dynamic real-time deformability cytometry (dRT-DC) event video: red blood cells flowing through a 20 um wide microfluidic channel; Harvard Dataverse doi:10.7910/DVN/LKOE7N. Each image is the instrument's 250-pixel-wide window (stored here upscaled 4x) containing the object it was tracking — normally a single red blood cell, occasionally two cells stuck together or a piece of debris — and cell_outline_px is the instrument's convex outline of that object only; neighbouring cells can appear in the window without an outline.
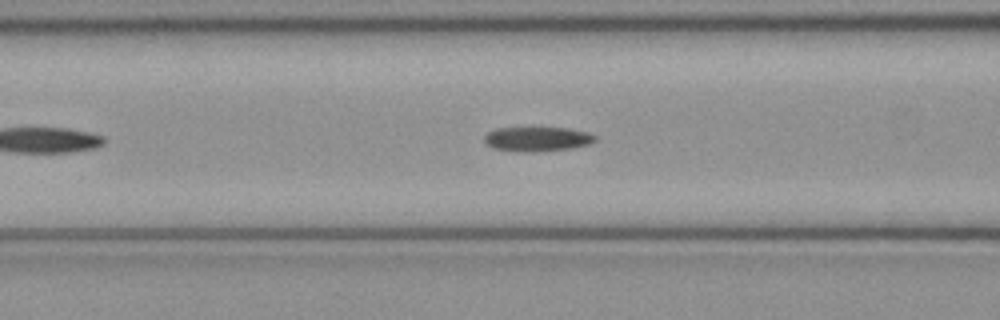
{"species": "common noctule bat (a hibernating species)", "species_latin": "Nyctalus noctula", "temperature_condition": "cold", "stored_images_in_passage": 42, "camera_frame_rate_fps": 3000, "um_per_image_px": 0.085, "animal": {"sex": "female", "body_mass_g": 21.9}, "frame": {"image": 1, "passage_image": 11, "time_ms": 3.333, "image_size_px": [1000, 320], "cell_outline_px": [[596, 140], [588, 144], [572, 148], [532, 152], [492, 148], [484, 140], [484, 136], [488, 132], [496, 128], [568, 128], [588, 132], [596, 136]], "centroid_in_image_um": [45.68, 11.81], "position_along_channel_um": 120.9, "area_um2": 15.61}}
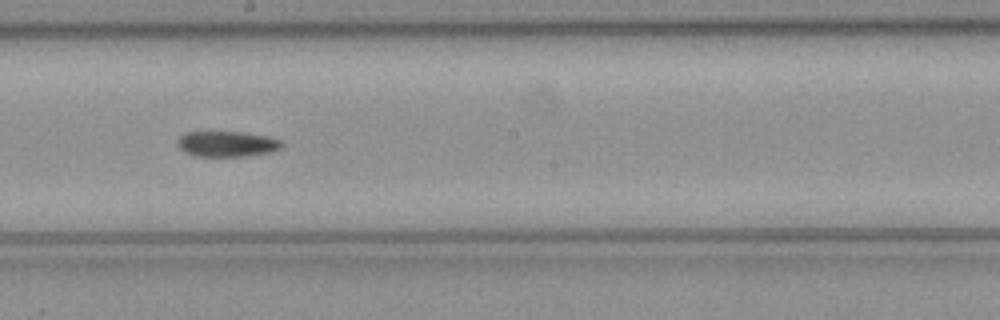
{"frame": {"image": 2, "passage_image": 19, "time_ms": 6.0, "image_size_px": [1000, 320], "cell_outline_px": [[284, 144], [280, 148], [268, 152], [244, 156], [196, 156], [184, 152], [176, 144], [176, 140], [184, 132], [244, 132], [264, 136], [280, 140]], "centroid_in_image_um": [19.23, 12.23], "position_along_channel_um": 229.0, "area_um2": 15.43}}
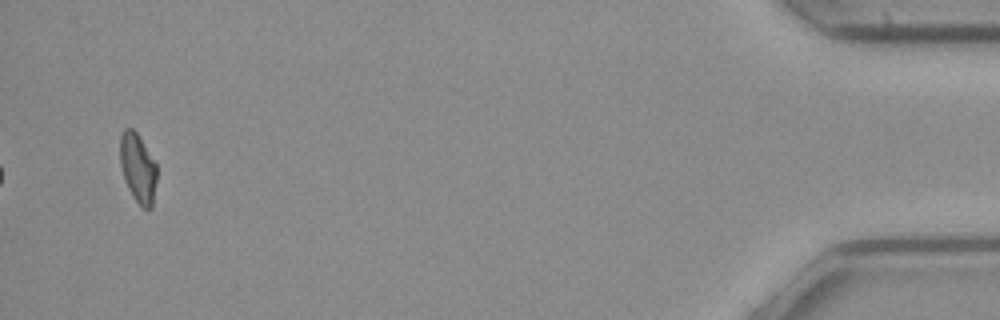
{"frame": {"image": 3, "passage_image": 40, "time_ms": 13.0, "image_size_px": [1000, 320], "cell_outline_px": [[156, 180], [152, 208], [140, 208], [132, 196], [124, 180], [120, 164], [120, 136], [124, 128], [132, 128], [136, 132], [156, 164]], "centroid_in_image_um": [11.7, 14.31], "position_along_channel_um": 423.5, "area_um2": 14.8}}